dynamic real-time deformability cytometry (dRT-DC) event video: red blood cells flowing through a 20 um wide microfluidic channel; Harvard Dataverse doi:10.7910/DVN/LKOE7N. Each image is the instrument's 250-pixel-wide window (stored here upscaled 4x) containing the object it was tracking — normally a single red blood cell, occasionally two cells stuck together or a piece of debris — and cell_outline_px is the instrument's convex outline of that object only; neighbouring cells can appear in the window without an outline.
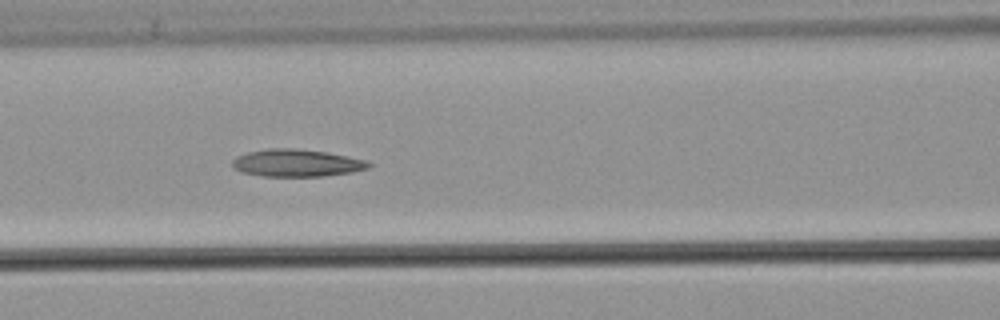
{"species": "common noctule bat (a hibernating species)", "species_latin": "Nyctalus noctula", "temperature_condition": "warm", "stored_images_in_passage": 54, "camera_frame_rate_fps": 3000, "um_per_image_px": 0.085, "animal": {"sex": "male", "body_mass_g": 21.5, "forearm_length_mm": 52.0}, "frame": {"image": 1, "passage_image": 24, "time_ms": 7.667, "image_size_px": [1000, 320], "cell_outline_px": [[372, 164], [368, 168], [352, 172], [324, 176], [264, 176], [244, 172], [236, 168], [232, 164], [232, 160], [236, 156], [248, 152], [268, 148], [296, 148], [328, 152], [368, 160]], "centroid_in_image_um": [25.26, 13.84], "position_along_channel_um": 141.3, "area_um2": 21.73}}
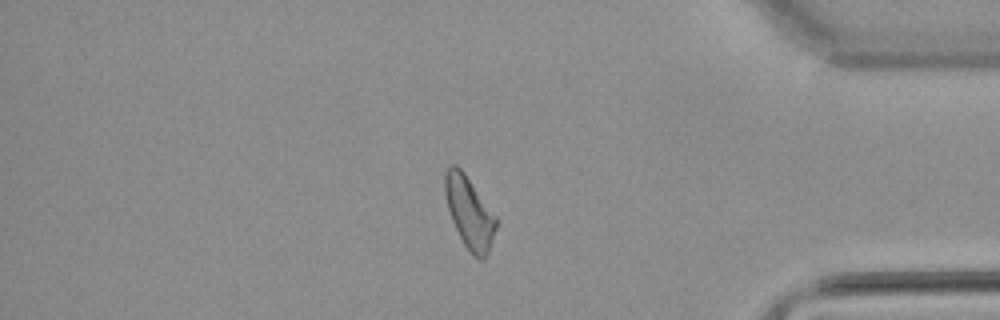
{"frame": {"image": 2, "passage_image": 46, "time_ms": 15.0, "image_size_px": [1000, 320], "cell_outline_px": [[496, 228], [488, 252], [484, 260], [480, 260], [464, 244], [452, 220], [448, 208], [444, 192], [444, 176], [448, 168], [452, 164], [456, 164], [464, 172], [496, 216]], "centroid_in_image_um": [39.89, 18.03], "position_along_channel_um": 395.3, "area_um2": 20.92}, "authors_computed_cell_mechanics": {"area_um2": 21.7328, "velocity_mm_per_s": 3.8402, "shape_relaxation_time_tau1_ms": null, "shape_relaxation_time_tau2_ms": 3.8514, "deformation_change_tau1": null, "deformation_change_tau2": 0.128}}